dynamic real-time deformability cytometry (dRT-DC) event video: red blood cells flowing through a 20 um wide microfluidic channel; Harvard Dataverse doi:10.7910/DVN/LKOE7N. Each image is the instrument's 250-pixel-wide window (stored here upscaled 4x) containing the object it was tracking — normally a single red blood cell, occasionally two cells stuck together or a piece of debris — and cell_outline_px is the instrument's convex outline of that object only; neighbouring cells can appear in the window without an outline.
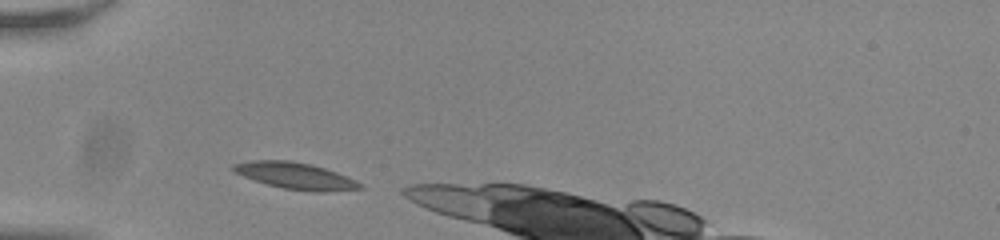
{"species": "common noctule bat (a hibernating species)", "species_latin": "Nyctalus noctula", "temperature_condition": "room temperature", "stored_images_in_passage": 8, "camera_frame_rate_fps": 3000, "um_per_image_px": 0.085, "animal": {"sex": "male", "body_mass_g": 20.0, "forearm_length_mm": 53.3}, "frame": {"image": 1, "passage_image": 1, "time_ms": 0.0, "image_size_px": [1000, 240], "cell_outline_px": [[364, 188], [324, 192], [312, 192], [284, 188], [268, 184], [232, 172], [228, 168], [232, 164], [252, 160], [292, 160], [324, 168], [348, 176], [364, 184]], "centroid_in_image_um": [25.11, 14.94], "position_along_channel_um": 59.9, "area_um2": 19.71}}
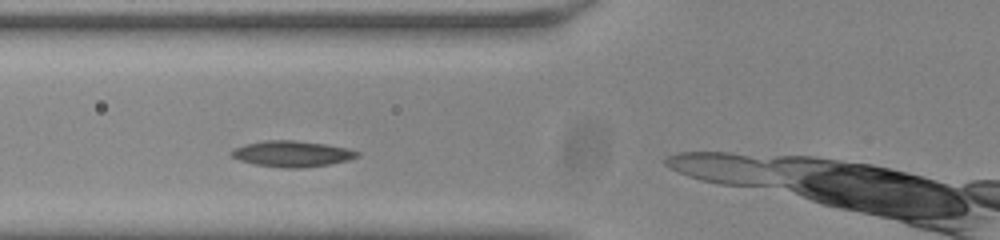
{"frame": {"image": 2, "passage_image": 5, "time_ms": 1.333, "image_size_px": [1000, 240], "cell_outline_px": [[360, 156], [348, 160], [328, 164], [300, 168], [284, 168], [256, 164], [240, 160], [232, 156], [228, 152], [244, 144], [264, 140], [296, 140], [324, 144], [348, 148], [360, 152]], "centroid_in_image_um": [24.83, 13.06], "position_along_channel_um": 101.0, "area_um2": 18.96}}